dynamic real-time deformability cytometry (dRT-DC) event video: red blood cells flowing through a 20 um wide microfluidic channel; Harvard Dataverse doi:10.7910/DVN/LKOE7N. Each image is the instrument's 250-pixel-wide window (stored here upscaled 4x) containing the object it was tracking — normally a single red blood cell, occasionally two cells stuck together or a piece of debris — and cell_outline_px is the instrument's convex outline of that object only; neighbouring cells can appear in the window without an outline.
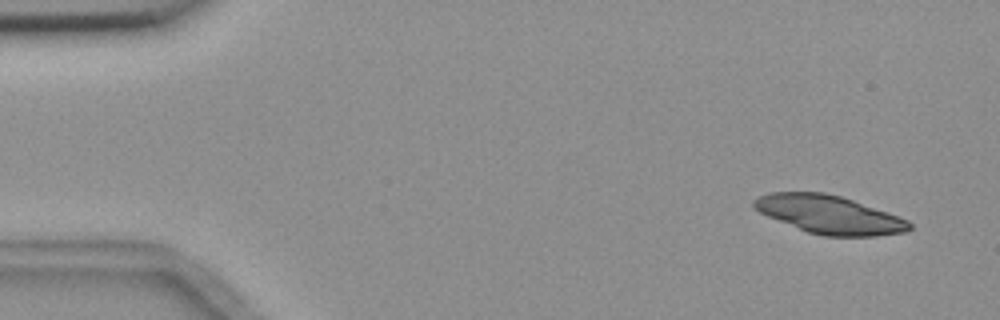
{"species": "common noctule bat (a hibernating species)", "species_latin": "Nyctalus noctula", "temperature_condition": "room temperature", "stored_images_in_passage": 5, "camera_frame_rate_fps": 3000, "um_per_image_px": 0.085, "animal": {"sex": "female", "body_mass_g": 18.4}, "frame": {"image": 1, "passage_image": 1, "time_ms": 0.0, "image_size_px": [1000, 320], "cell_outline_px": [[912, 228], [904, 232], [876, 236], [824, 236], [808, 232], [768, 216], [760, 212], [752, 204], [752, 200], [760, 196], [772, 192], [824, 192], [840, 196], [852, 200], [908, 220], [912, 224]], "centroid_in_image_um": [70.48, 18.24], "position_along_channel_um": 14.5, "area_um2": 34.1}}
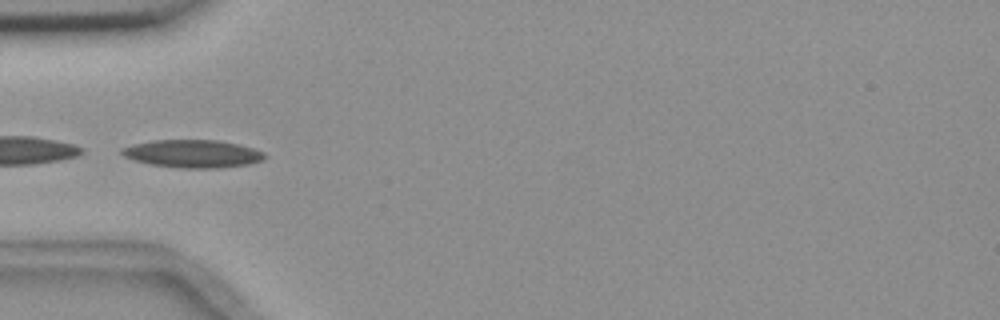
{"frame": {"image": 2, "passage_image": 5, "time_ms": 4.667, "image_size_px": [1000, 320], "cell_outline_px": [[268, 156], [264, 160], [248, 164], [220, 168], [180, 168], [148, 164], [132, 160], [124, 156], [120, 152], [120, 148], [132, 144], [152, 140], [220, 140], [240, 144], [264, 152]], "centroid_in_image_um": [16.37, 13.06], "position_along_channel_um": 68.6, "area_um2": 23.52}}